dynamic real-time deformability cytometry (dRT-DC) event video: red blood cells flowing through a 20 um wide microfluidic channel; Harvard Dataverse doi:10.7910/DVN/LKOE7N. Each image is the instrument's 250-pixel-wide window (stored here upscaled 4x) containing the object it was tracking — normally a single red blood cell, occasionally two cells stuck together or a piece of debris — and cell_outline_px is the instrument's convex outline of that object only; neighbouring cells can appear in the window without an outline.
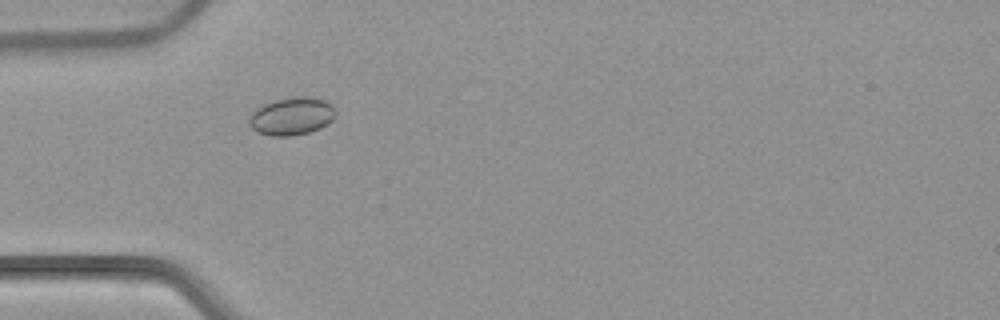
{"species": "common noctule bat (a hibernating species)", "species_latin": "Nyctalus noctula", "temperature_condition": "warm", "stored_images_in_passage": 12, "camera_frame_rate_fps": 3000, "um_per_image_px": 0.085, "animal": {"sex": "female", "body_mass_g": 22.7, "forearm_length_mm": 54.2}, "frame": {"image": 1, "passage_image": 1, "time_ms": 0.0, "image_size_px": [1000, 320], "cell_outline_px": [[336, 116], [328, 124], [312, 132], [292, 136], [272, 136], [256, 132], [248, 124], [248, 116], [256, 108], [264, 104], [276, 100], [296, 96], [308, 96], [324, 100], [332, 104], [336, 112]], "centroid_in_image_um": [24.8, 9.89], "position_along_channel_um": 60.2, "area_um2": 19.36}}
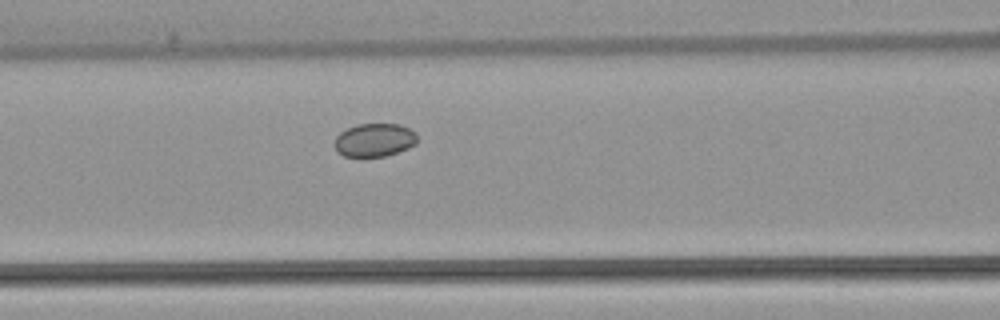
{"frame": {"image": 2, "passage_image": 7, "time_ms": 2.0, "image_size_px": [1000, 320], "cell_outline_px": [[416, 144], [408, 148], [384, 156], [344, 156], [336, 152], [336, 136], [340, 132], [356, 124], [400, 124], [416, 132]], "centroid_in_image_um": [31.83, 11.89], "position_along_channel_um": 134.8, "area_um2": 15.9}}
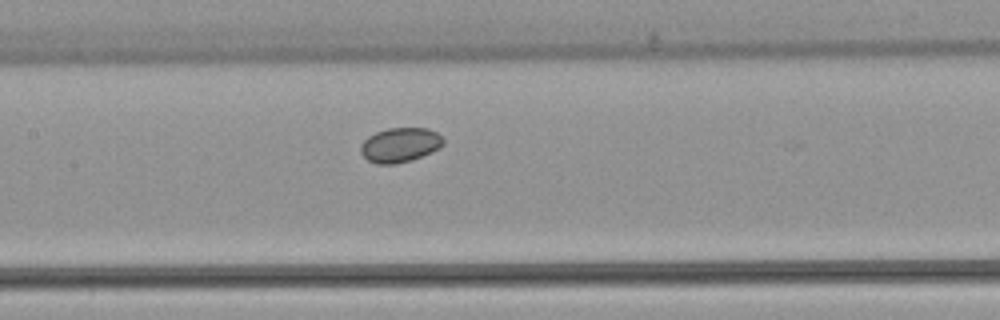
{"frame": {"image": 3, "passage_image": 10, "time_ms": 3.0, "image_size_px": [1000, 320], "cell_outline_px": [[444, 144], [440, 148], [432, 152], [412, 160], [396, 164], [376, 164], [368, 160], [360, 152], [360, 144], [368, 136], [376, 132], [388, 128], [428, 128], [436, 132], [444, 140]], "centroid_in_image_um": [34.0, 12.32], "position_along_channel_um": 173.4, "area_um2": 16.76}}